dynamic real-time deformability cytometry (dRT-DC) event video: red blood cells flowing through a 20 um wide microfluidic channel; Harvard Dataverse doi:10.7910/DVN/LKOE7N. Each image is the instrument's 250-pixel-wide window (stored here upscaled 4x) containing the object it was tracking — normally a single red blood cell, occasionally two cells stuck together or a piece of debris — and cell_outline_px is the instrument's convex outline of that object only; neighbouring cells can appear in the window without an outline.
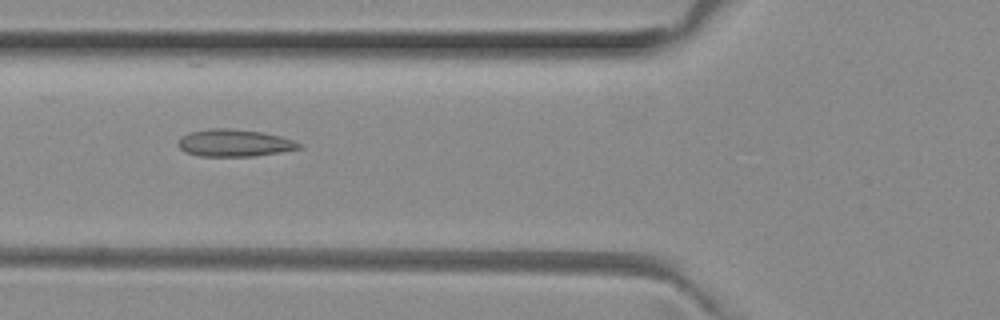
{"species": "common noctule bat (a hibernating species)", "species_latin": "Nyctalus noctula", "temperature_condition": "room temperature", "stored_images_in_passage": 31, "camera_frame_rate_fps": 3000, "um_per_image_px": 0.085, "animal": {"sex": "female", "body_mass_g": 29.2, "forearm_length_mm": 56.3}, "frame": {"image": 1, "passage_image": 3, "time_ms": 0.667, "image_size_px": [1000, 320], "cell_outline_px": [[304, 148], [280, 152], [252, 156], [200, 156], [184, 152], [176, 144], [176, 140], [180, 136], [188, 132], [208, 128], [228, 128], [260, 132], [280, 136], [292, 140], [300, 144]], "centroid_in_image_um": [19.84, 12.15], "position_along_channel_um": 106.0, "area_um2": 19.31}}
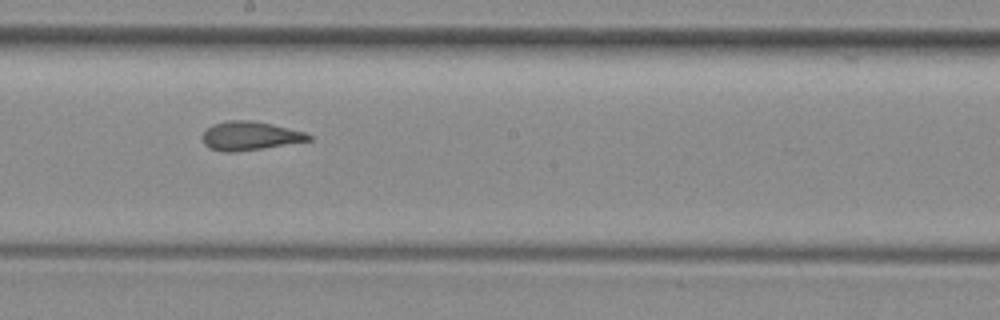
{"frame": {"image": 2, "passage_image": 12, "time_ms": 3.667, "image_size_px": [1000, 320], "cell_outline_px": [[312, 140], [236, 152], [220, 152], [208, 148], [204, 144], [200, 136], [212, 124], [228, 120], [252, 120], [272, 124], [304, 132], [312, 136]], "centroid_in_image_um": [21.18, 11.55], "position_along_channel_um": 227.0, "area_um2": 17.86}}
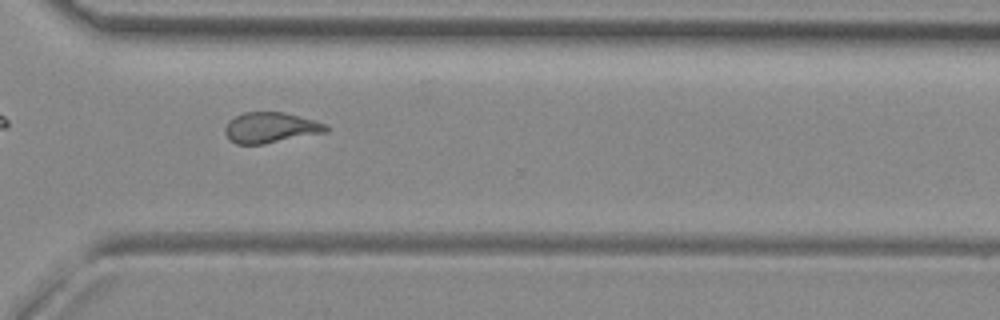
{"frame": {"image": 3, "passage_image": 21, "time_ms": 6.667, "image_size_px": [1000, 320], "cell_outline_px": [[328, 132], [264, 144], [236, 144], [228, 140], [224, 132], [224, 128], [228, 120], [244, 112], [284, 112], [328, 124]], "centroid_in_image_um": [22.98, 10.86], "position_along_channel_um": 347.6, "area_um2": 18.21}}